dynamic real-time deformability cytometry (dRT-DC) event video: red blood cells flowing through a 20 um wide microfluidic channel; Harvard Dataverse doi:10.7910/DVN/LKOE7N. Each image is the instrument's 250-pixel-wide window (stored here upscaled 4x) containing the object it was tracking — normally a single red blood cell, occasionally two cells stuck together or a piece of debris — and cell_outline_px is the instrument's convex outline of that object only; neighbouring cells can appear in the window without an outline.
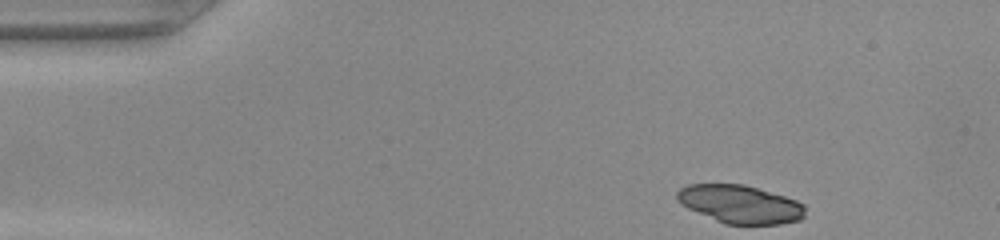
{"species": "common noctule bat (a hibernating species)", "species_latin": "Nyctalus noctula", "temperature_condition": "warm", "stored_images_in_passage": 43, "camera_frame_rate_fps": 3000, "um_per_image_px": 0.085, "animal": {"sex": "female", "body_mass_g": 22.0, "forearm_length_mm": 56.7}, "frame": {"image": 1, "passage_image": 1, "time_ms": 0.0, "image_size_px": [1000, 240], "cell_outline_px": [[804, 216], [800, 220], [780, 224], [724, 224], [688, 208], [680, 204], [676, 200], [676, 192], [680, 188], [688, 184], [744, 184], [784, 196], [796, 200], [804, 204]], "centroid_in_image_um": [62.89, 17.35], "position_along_channel_um": 22.1, "area_um2": 28.5}}